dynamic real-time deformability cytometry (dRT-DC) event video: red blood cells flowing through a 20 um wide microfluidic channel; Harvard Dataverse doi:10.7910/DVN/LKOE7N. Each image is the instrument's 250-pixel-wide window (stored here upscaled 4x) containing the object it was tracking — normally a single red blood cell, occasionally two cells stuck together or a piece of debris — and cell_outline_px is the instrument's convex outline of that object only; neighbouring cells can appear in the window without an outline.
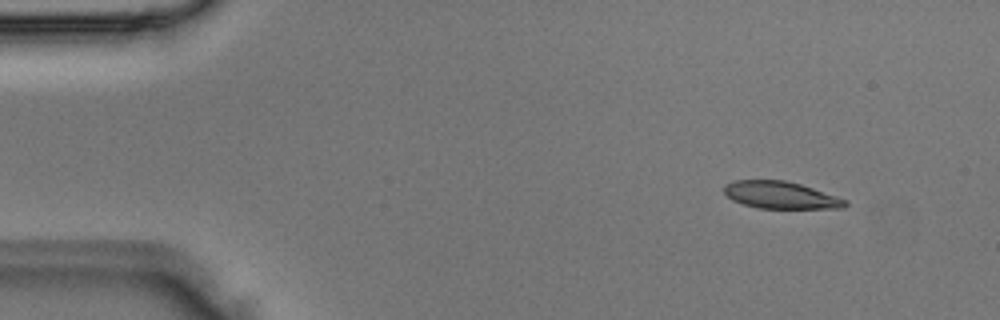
{"species": "Egyptian fruit bat (a non-hibernating species)", "species_latin": "Rousettus aegyptiacus", "temperature_condition": "room temperature", "stored_images_in_passage": 3, "camera_frame_rate_fps": 3000, "um_per_image_px": 0.085, "animal": {"sex": "male"}, "frame": {"image": 1, "passage_image": 1, "time_ms": 0.0, "image_size_px": [1000, 320], "cell_outline_px": [[848, 204], [844, 208], [756, 208], [732, 200], [724, 192], [724, 184], [732, 180], [784, 180], [800, 184], [848, 200]], "centroid_in_image_um": [66.34, 16.58], "position_along_channel_um": 18.7, "area_um2": 19.13}}